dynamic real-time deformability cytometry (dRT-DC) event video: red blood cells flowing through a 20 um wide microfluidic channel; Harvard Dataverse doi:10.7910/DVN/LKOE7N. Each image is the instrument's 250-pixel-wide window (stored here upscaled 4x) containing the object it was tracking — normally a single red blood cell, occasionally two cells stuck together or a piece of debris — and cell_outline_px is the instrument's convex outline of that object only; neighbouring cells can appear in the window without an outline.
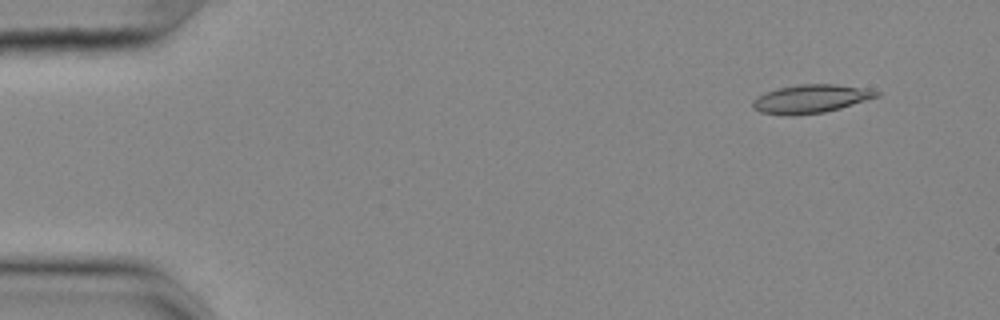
{"species": "common noctule bat (a hibernating species)", "species_latin": "Nyctalus noctula", "temperature_condition": "cold", "stored_images_in_passage": 55, "camera_frame_rate_fps": 3000, "um_per_image_px": 0.085, "animal": {"sex": "female", "body_mass_g": 25.1}, "frame": {"image": 1, "passage_image": 5, "time_ms": 1.333, "image_size_px": [1000, 320], "cell_outline_px": [[880, 96], [840, 108], [824, 112], [792, 116], [784, 116], [760, 112], [752, 108], [752, 100], [776, 88], [796, 84], [836, 84], [864, 88], [880, 92]], "centroid_in_image_um": [68.89, 8.41], "position_along_channel_um": 16.1, "area_um2": 20.58}}
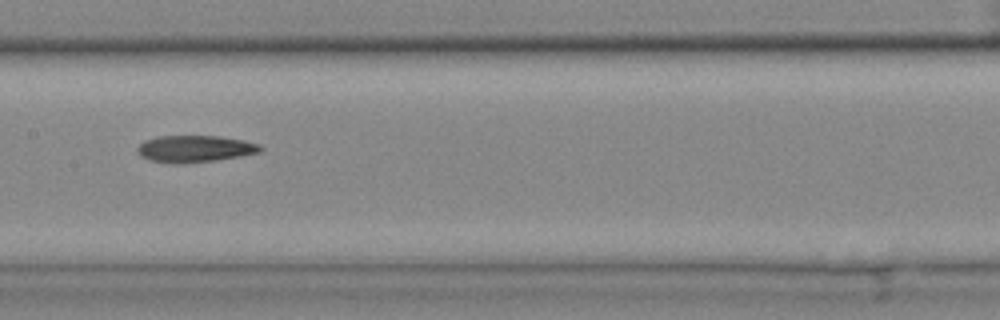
{"frame": {"image": 2, "passage_image": 28, "time_ms": 9.0, "image_size_px": [1000, 320], "cell_outline_px": [[264, 148], [260, 152], [240, 156], [216, 160], [184, 164], [168, 164], [148, 160], [140, 156], [136, 152], [136, 148], [144, 140], [156, 136], [220, 136], [244, 140], [260, 144]], "centroid_in_image_um": [16.52, 12.66], "position_along_channel_um": 190.9, "area_um2": 19.65}}
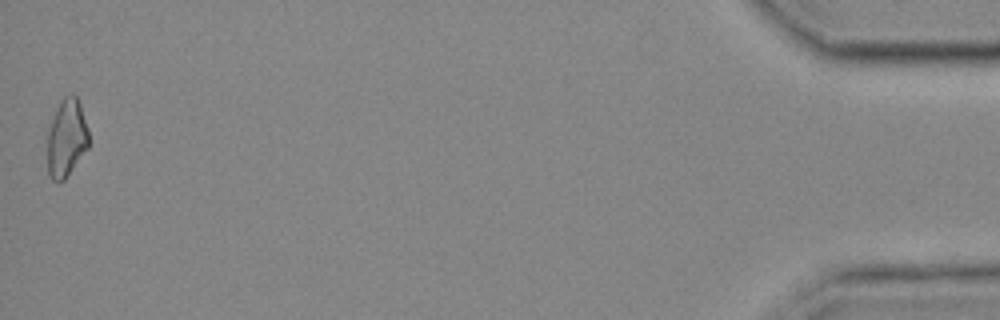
{"frame": {"image": 3, "passage_image": 55, "time_ms": 18.0, "image_size_px": [1000, 320], "cell_outline_px": [[88, 148], [64, 180], [56, 184], [48, 176], [48, 128], [56, 108], [64, 96], [72, 92], [76, 96], [80, 104], [88, 128]], "centroid_in_image_um": [5.65, 11.74], "position_along_channel_um": 429.6, "area_um2": 18.9}}